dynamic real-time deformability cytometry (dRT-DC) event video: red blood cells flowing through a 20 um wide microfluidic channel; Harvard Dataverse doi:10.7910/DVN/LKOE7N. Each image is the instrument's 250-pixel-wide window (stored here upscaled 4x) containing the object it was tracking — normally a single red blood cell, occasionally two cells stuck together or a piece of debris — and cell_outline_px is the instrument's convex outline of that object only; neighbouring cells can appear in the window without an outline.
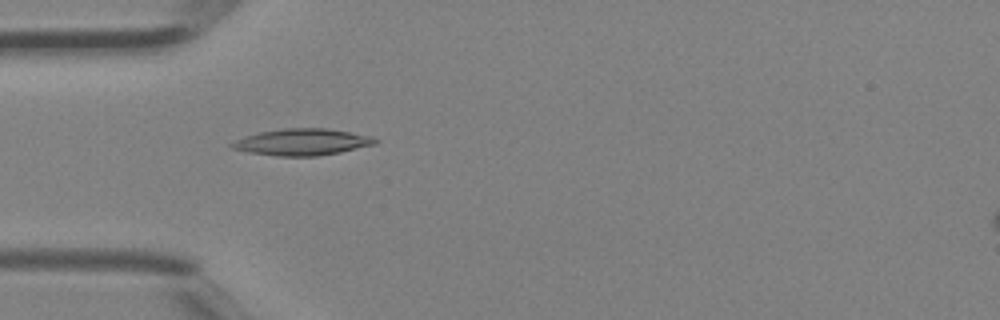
{"species": "Egyptian fruit bat (a non-hibernating species)", "species_latin": "Rousettus aegyptiacus", "temperature_condition": "room temperature", "stored_images_in_passage": 34, "camera_frame_rate_fps": 3000, "um_per_image_px": 0.085, "animal": {"sex": "female"}, "frame": {"image": 1, "passage_image": 5, "time_ms": 1.333, "image_size_px": [1000, 320], "cell_outline_px": [[380, 140], [376, 144], [340, 152], [316, 156], [276, 156], [248, 152], [232, 148], [228, 144], [244, 136], [260, 132], [280, 128], [328, 128], [372, 136]], "centroid_in_image_um": [25.69, 12.07], "position_along_channel_um": 59.3, "area_um2": 22.31}}
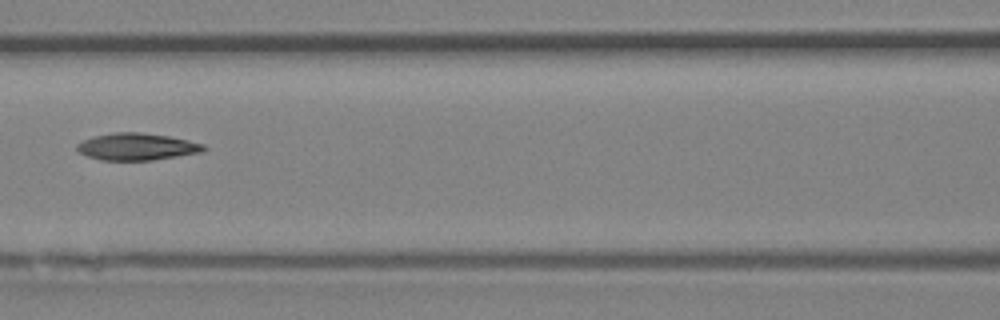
{"frame": {"image": 2, "passage_image": 11, "time_ms": 3.333, "image_size_px": [1000, 320], "cell_outline_px": [[208, 148], [200, 152], [152, 160], [100, 160], [88, 156], [80, 152], [76, 148], [76, 144], [84, 140], [96, 136], [112, 132], [140, 132], [168, 136], [188, 140], [204, 144]], "centroid_in_image_um": [11.63, 12.46], "position_along_channel_um": 155.0, "area_um2": 19.77}}
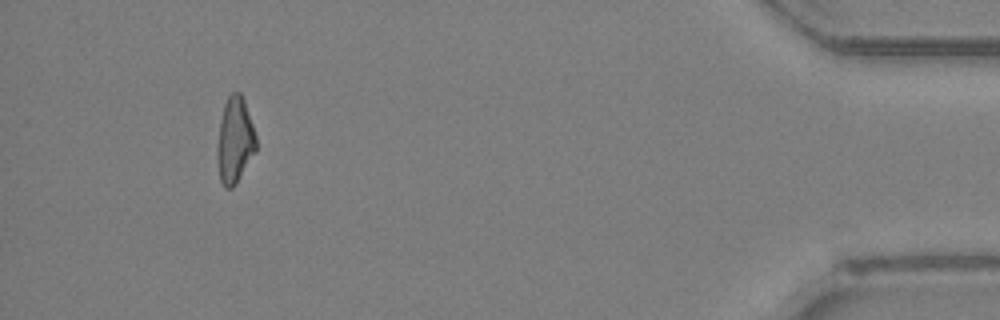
{"frame": {"image": 3, "passage_image": 31, "time_ms": 10.0, "image_size_px": [1000, 320], "cell_outline_px": [[256, 152], [236, 184], [232, 188], [224, 188], [220, 180], [216, 156], [216, 152], [220, 120], [224, 104], [228, 96], [232, 92], [240, 92], [244, 100], [256, 136]], "centroid_in_image_um": [19.95, 11.96], "position_along_channel_um": 415.3, "area_um2": 19.59}}